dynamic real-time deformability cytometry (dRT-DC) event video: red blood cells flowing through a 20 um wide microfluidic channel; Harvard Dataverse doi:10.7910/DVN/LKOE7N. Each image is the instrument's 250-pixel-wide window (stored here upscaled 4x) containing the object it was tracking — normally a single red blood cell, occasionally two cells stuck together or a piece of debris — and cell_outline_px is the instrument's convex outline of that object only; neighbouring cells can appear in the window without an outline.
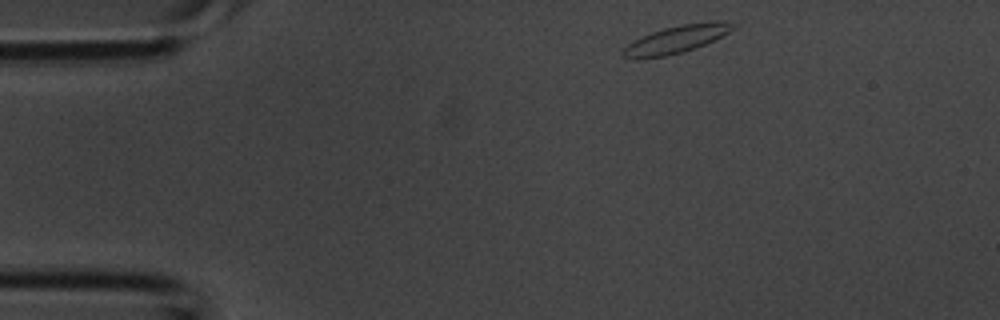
{"species": "common noctule bat (a hibernating species)", "species_latin": "Nyctalus noctula", "temperature_condition": "room temperature", "stored_images_in_passage": 2, "camera_frame_rate_fps": 3000, "um_per_image_px": 0.085, "animal": {"sex": "male", "body_mass_g": 20.1, "forearm_length_mm": 53.5}, "frame": {"image": 1, "passage_image": 1, "time_ms": 0.0, "image_size_px": [1000, 320], "cell_outline_px": [[736, 28], [704, 44], [668, 56], [640, 60], [636, 60], [620, 56], [620, 52], [628, 44], [652, 32], [664, 28], [680, 24], [708, 20], [724, 20], [736, 24]], "centroid_in_image_um": [57.47, 3.34], "position_along_channel_um": 27.5, "area_um2": 17.86}}